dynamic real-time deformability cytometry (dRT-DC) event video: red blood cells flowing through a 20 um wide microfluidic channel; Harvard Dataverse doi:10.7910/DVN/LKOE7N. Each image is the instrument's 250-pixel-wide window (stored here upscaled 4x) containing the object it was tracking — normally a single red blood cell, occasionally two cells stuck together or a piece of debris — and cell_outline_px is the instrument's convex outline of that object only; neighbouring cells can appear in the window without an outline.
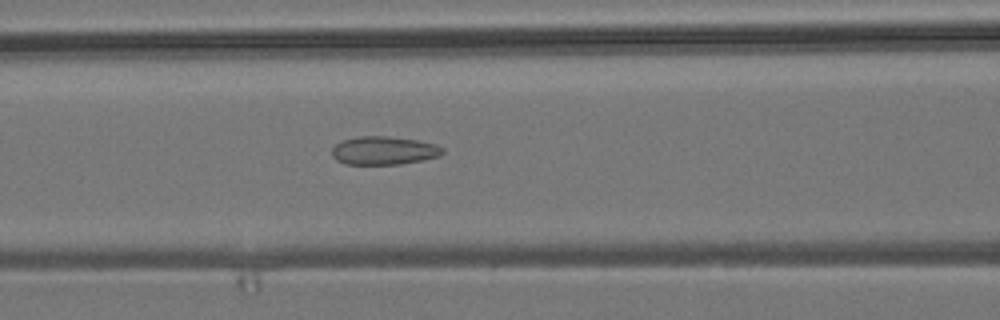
{"species": "common noctule bat (a hibernating species)", "species_latin": "Nyctalus noctula", "temperature_condition": "room temperature", "stored_images_in_passage": 47, "camera_frame_rate_fps": 3000, "um_per_image_px": 0.085, "animal": {"sex": "male", "body_mass_g": 19.2, "forearm_length_mm": 51.8}, "frame": {"image": 1, "passage_image": 22, "time_ms": 7.0, "image_size_px": [1000, 320], "cell_outline_px": [[444, 152], [440, 156], [424, 160], [400, 164], [344, 164], [336, 160], [332, 156], [332, 148], [340, 140], [356, 136], [388, 136], [416, 140], [436, 144], [444, 148]], "centroid_in_image_um": [32.62, 12.79], "position_along_channel_um": 134.0, "area_um2": 18.5}}
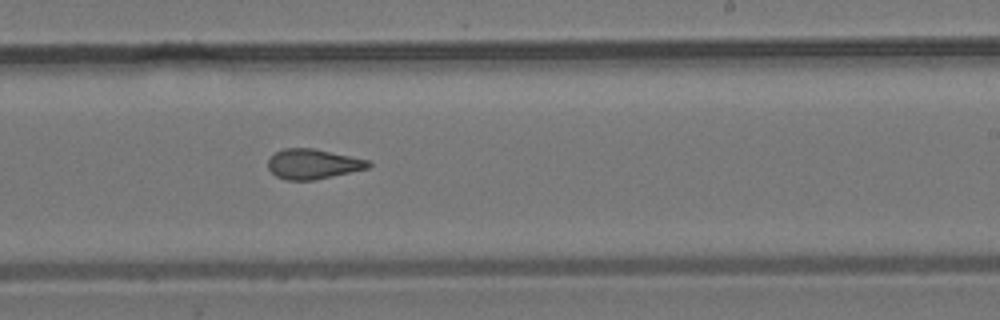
{"frame": {"image": 2, "passage_image": 32, "time_ms": 10.333, "image_size_px": [1000, 320], "cell_outline_px": [[372, 164], [368, 168], [312, 180], [288, 180], [276, 176], [268, 168], [268, 160], [276, 152], [284, 148], [312, 148], [368, 160]], "centroid_in_image_um": [26.57, 13.94], "position_along_channel_um": 262.4, "area_um2": 17.17}}
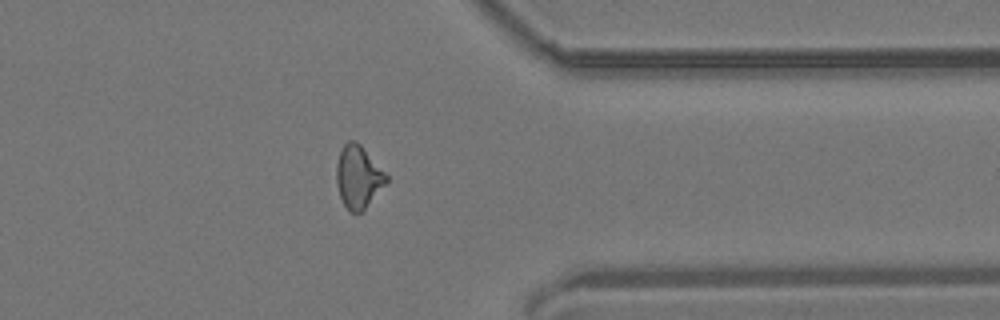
{"frame": {"image": 3, "passage_image": 42, "time_ms": 13.667, "image_size_px": [1000, 320], "cell_outline_px": [[388, 180], [364, 208], [360, 212], [348, 212], [340, 196], [336, 184], [336, 168], [340, 152], [344, 144], [348, 140], [356, 140], [360, 144], [388, 176]], "centroid_in_image_um": [30.42, 15.02], "position_along_channel_um": 381.0, "area_um2": 17.8}, "authors_computed_cell_mechanics": {"area_um2": 18.496, "velocity_mm_per_s": 3.8552, "shape_relaxation_time_tau1_ms": null, "shape_relaxation_time_tau2_ms": 1.9506, "deformation_change_tau1": null, "deformation_change_tau2": 0.0912}}